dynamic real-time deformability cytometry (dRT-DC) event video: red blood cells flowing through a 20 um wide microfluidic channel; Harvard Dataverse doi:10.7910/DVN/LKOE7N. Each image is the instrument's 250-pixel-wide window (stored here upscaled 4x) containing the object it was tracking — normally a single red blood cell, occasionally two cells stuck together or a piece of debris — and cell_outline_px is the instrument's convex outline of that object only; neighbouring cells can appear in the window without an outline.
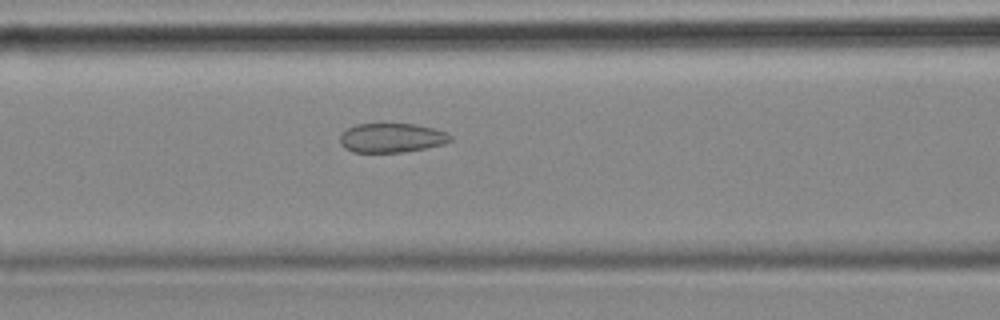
{"species": "common noctule bat (a hibernating species)", "species_latin": "Nyctalus noctula", "temperature_condition": "cold", "stored_images_in_passage": 56, "camera_frame_rate_fps": 3000, "um_per_image_px": 0.085, "animal": {"sex": "female", "body_mass_g": 18.4}, "frame": {"image": 1, "passage_image": 23, "time_ms": 7.333, "image_size_px": [1000, 320], "cell_outline_px": [[452, 140], [444, 144], [404, 152], [352, 152], [344, 148], [340, 144], [340, 136], [348, 128], [356, 124], [416, 124], [432, 128], [444, 132], [452, 136]], "centroid_in_image_um": [33.27, 11.72], "position_along_channel_um": 133.3, "area_um2": 18.73}}
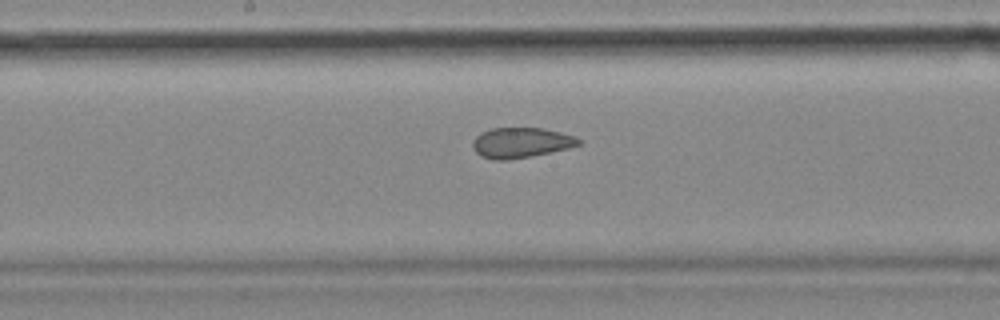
{"frame": {"image": 2, "passage_image": 29, "time_ms": 9.333, "image_size_px": [1000, 320], "cell_outline_px": [[580, 144], [568, 148], [532, 156], [504, 160], [492, 160], [480, 156], [472, 148], [472, 140], [480, 132], [492, 128], [544, 128], [576, 136], [580, 140]], "centroid_in_image_um": [44.24, 12.12], "position_along_channel_um": 204.0, "area_um2": 18.79}}
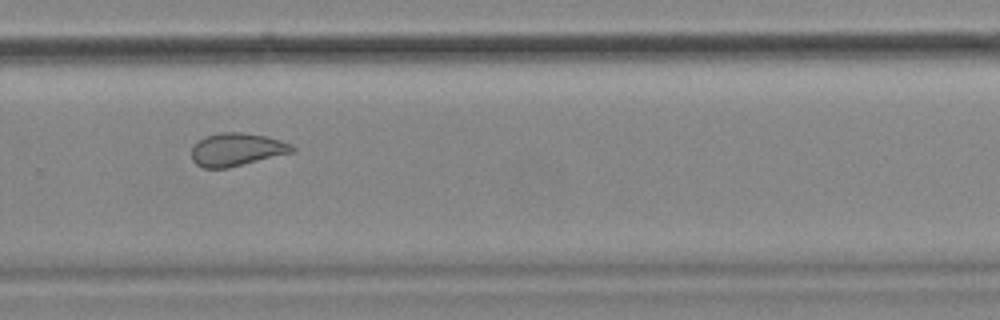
{"frame": {"image": 3, "passage_image": 38, "time_ms": 12.333, "image_size_px": [1000, 320], "cell_outline_px": [[296, 148], [292, 152], [228, 168], [204, 168], [196, 164], [192, 160], [192, 148], [204, 136], [220, 132], [240, 132], [264, 136], [280, 140], [292, 144]], "centroid_in_image_um": [20.1, 12.71], "position_along_channel_um": 309.7, "area_um2": 19.13}, "authors_computed_cell_mechanics": {"area_um2": 21.386, "velocity_mm_per_s": 3.5386, "shape_relaxation_time_tau1_ms": null, "shape_relaxation_time_tau2_ms": 1.6104, "deformation_change_tau1": null, "deformation_change_tau2": 0.0883}}